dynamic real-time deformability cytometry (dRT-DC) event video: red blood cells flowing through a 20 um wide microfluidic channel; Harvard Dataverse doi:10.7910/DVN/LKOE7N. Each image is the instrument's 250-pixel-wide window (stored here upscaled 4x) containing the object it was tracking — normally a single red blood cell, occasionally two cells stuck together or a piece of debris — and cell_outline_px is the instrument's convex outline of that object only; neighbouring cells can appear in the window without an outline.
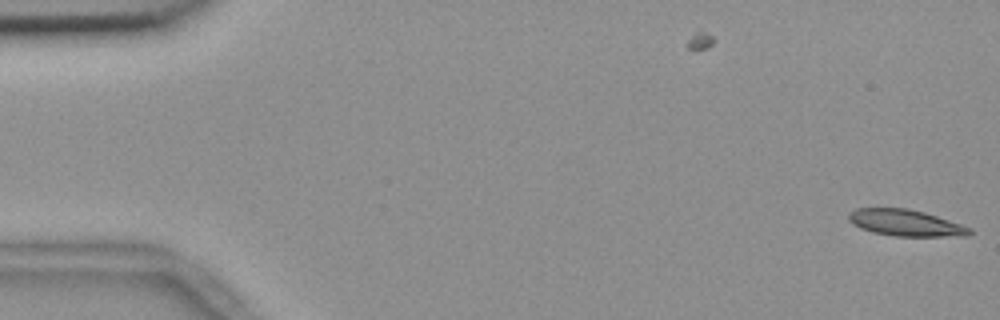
{"species": "common noctule bat (a hibernating species)", "species_latin": "Nyctalus noctula", "temperature_condition": "room temperature", "stored_images_in_passage": 5, "camera_frame_rate_fps": 3000, "um_per_image_px": 0.085, "animal": {"sex": "female", "body_mass_g": 18.4}, "frame": {"image": 1, "passage_image": 5, "time_ms": 1.333, "image_size_px": [1000, 320], "cell_outline_px": [[972, 232], [968, 236], [896, 236], [872, 232], [860, 228], [852, 224], [848, 220], [848, 212], [856, 208], [908, 208], [924, 212], [972, 228]], "centroid_in_image_um": [76.94, 18.94], "position_along_channel_um": 8.1, "area_um2": 18.67}}